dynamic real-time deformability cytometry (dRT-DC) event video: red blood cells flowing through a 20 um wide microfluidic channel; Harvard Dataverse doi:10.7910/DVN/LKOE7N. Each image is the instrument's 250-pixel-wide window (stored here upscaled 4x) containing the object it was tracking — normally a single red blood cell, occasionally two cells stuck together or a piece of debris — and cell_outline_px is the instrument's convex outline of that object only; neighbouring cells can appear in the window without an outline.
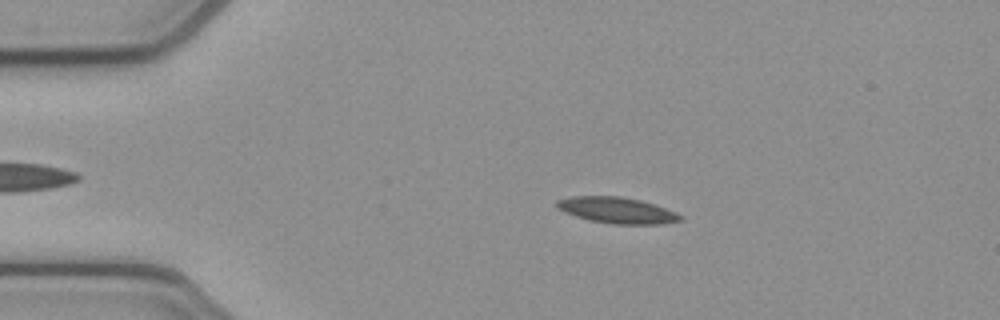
{"species": "common noctule bat (a hibernating species)", "species_latin": "Nyctalus noctula", "temperature_condition": "cold", "stored_images_in_passage": 51, "camera_frame_rate_fps": 3000, "um_per_image_px": 0.085, "animal": {"sex": "female", "body_mass_g": 21.9}, "frame": {"image": 1, "passage_image": 9, "time_ms": 2.667, "image_size_px": [1000, 320], "cell_outline_px": [[684, 220], [660, 224], [612, 224], [588, 220], [564, 212], [556, 208], [556, 200], [572, 196], [620, 196], [640, 200], [676, 212], [684, 216]], "centroid_in_image_um": [52.43, 17.88], "position_along_channel_um": 32.6, "area_um2": 18.84}}
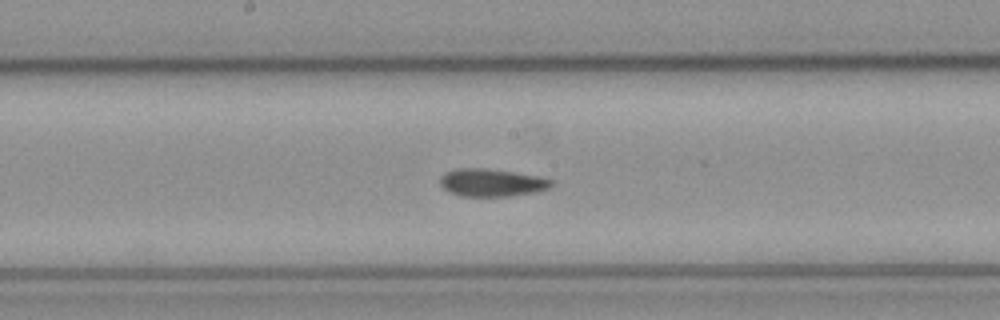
{"frame": {"image": 2, "passage_image": 26, "time_ms": 8.333, "image_size_px": [1000, 320], "cell_outline_px": [[556, 184], [548, 188], [536, 192], [512, 196], [460, 196], [448, 192], [440, 184], [440, 176], [444, 172], [456, 168], [484, 168], [512, 172], [536, 176], [552, 180]], "centroid_in_image_um": [41.76, 15.53], "position_along_channel_um": 206.4, "area_um2": 18.03}}
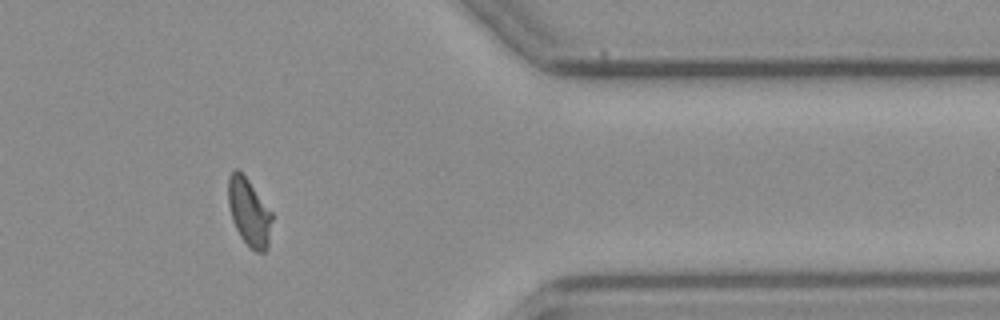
{"frame": {"image": 3, "passage_image": 42, "time_ms": 13.667, "image_size_px": [1000, 320], "cell_outline_px": [[272, 220], [268, 248], [264, 252], [256, 252], [248, 248], [240, 236], [232, 220], [228, 204], [228, 176], [236, 168], [248, 180], [272, 212]], "centroid_in_image_um": [21.17, 18.08], "position_along_channel_um": 390.2, "area_um2": 17.28}, "authors_computed_cell_mechanics": {"area_um2": 17.918, "velocity_mm_per_s": 3.8746, "shape_relaxation_time_tau1_ms": null, "shape_relaxation_time_tau2_ms": 4.2986, "deformation_change_tau1": null, "deformation_change_tau2": 0.0878}}